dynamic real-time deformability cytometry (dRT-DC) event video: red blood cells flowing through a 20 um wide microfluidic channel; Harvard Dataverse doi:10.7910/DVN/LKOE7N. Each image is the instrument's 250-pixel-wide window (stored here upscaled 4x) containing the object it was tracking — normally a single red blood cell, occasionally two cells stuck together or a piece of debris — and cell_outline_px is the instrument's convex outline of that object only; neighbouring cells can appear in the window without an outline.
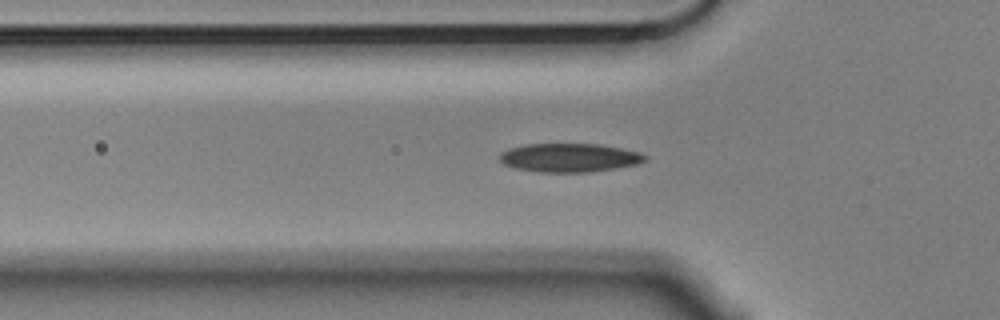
{"species": "Egyptian fruit bat (a non-hibernating species)", "species_latin": "Rousettus aegyptiacus", "temperature_condition": "cold", "stored_images_in_passage": 45, "camera_frame_rate_fps": 3000, "um_per_image_px": 0.085, "animal": {"sex": "male"}, "frame": {"image": 1, "passage_image": 6, "time_ms": 1.667, "image_size_px": [1000, 320], "cell_outline_px": [[648, 160], [636, 164], [588, 172], [540, 172], [516, 168], [504, 164], [500, 160], [500, 152], [508, 148], [528, 144], [600, 144], [620, 148], [636, 152], [648, 156]], "centroid_in_image_um": [48.37, 13.4], "position_along_channel_um": 77.4, "area_um2": 24.04}}
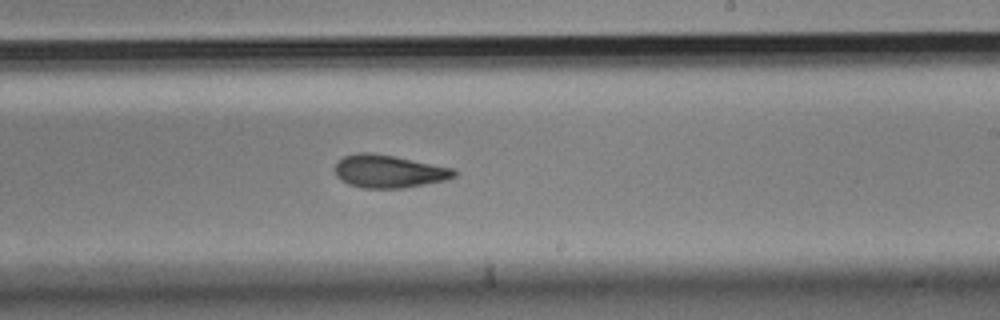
{"frame": {"image": 2, "passage_image": 21, "time_ms": 6.667, "image_size_px": [1000, 320], "cell_outline_px": [[456, 176], [448, 180], [404, 188], [364, 188], [348, 184], [340, 180], [336, 176], [336, 164], [344, 156], [356, 152], [368, 152], [396, 156], [456, 168]], "centroid_in_image_um": [33.1, 14.56], "position_along_channel_um": 255.9, "area_um2": 23.12}}
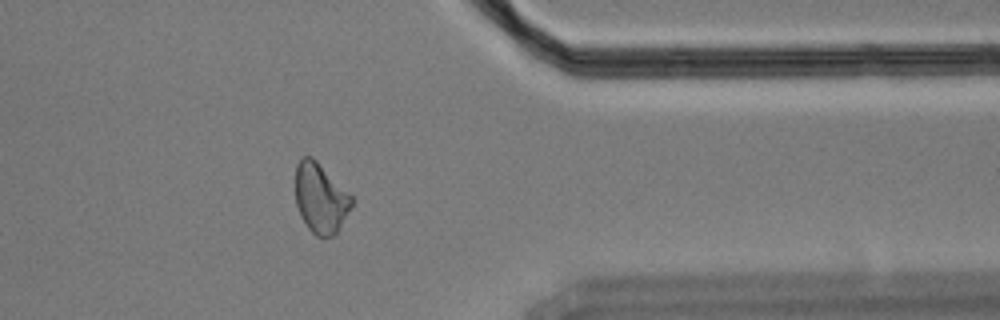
{"frame": {"image": 3, "passage_image": 33, "time_ms": 10.667, "image_size_px": [1000, 320], "cell_outline_px": [[352, 204], [336, 232], [332, 236], [324, 240], [316, 236], [308, 228], [300, 216], [296, 204], [296, 164], [300, 156], [312, 156], [352, 196]], "centroid_in_image_um": [27.21, 16.85], "position_along_channel_um": 384.2, "area_um2": 22.77}, "authors_computed_cell_mechanics": {"area_um2": 23.3512, "velocity_mm_per_s": 3.5543, "shape_relaxation_time_tau1_ms": 5.5788, "shape_relaxation_time_tau2_ms": 3.9143, "deformation_change_tau1": 0.1477, "deformation_change_tau2": 0.1007}}